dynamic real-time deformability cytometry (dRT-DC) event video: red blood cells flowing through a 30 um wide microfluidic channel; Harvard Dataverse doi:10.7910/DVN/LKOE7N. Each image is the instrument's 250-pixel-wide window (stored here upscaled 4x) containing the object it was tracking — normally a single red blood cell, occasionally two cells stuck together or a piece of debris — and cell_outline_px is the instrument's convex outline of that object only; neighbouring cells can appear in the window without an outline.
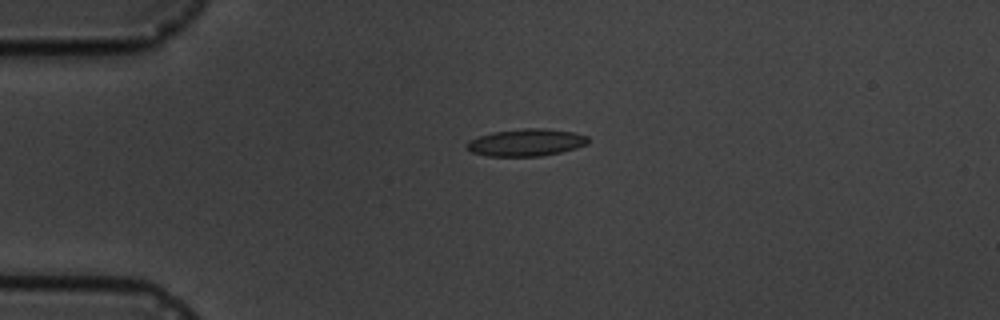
{"species": "common noctule bat (a hibernating species)", "species_latin": "Nyctalus noctula", "temperature_condition": "cold", "stored_images_in_passage": 16, "camera_frame_rate_fps": 3000, "um_per_image_px": 0.085, "animal": {"sex": "male", "body_mass_g": 19.5, "forearm_length_mm": 54.6}, "frame": {"image": 1, "passage_image": 3, "time_ms": 3.667, "image_size_px": [1000, 320], "cell_outline_px": [[588, 144], [576, 148], [560, 152], [540, 156], [484, 156], [472, 152], [464, 148], [464, 144], [468, 140], [480, 136], [496, 132], [524, 128], [540, 128], [576, 132], [588, 136]], "centroid_in_image_um": [44.7, 12.12], "position_along_channel_um": 40.3, "area_um2": 19.31}}
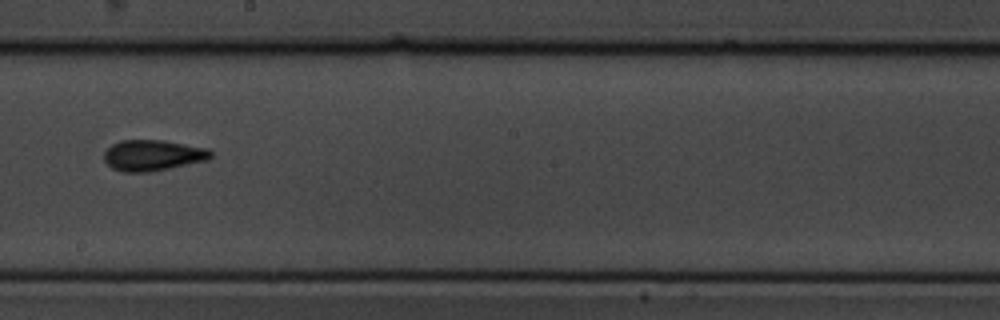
{"frame": {"image": 2, "passage_image": 9, "time_ms": 10.0, "image_size_px": [1000, 320], "cell_outline_px": [[212, 156], [208, 160], [148, 172], [124, 172], [112, 168], [104, 160], [104, 152], [112, 144], [120, 140], [164, 140], [208, 148], [212, 152]], "centroid_in_image_um": [12.99, 13.19], "position_along_channel_um": 235.2, "area_um2": 19.19}}
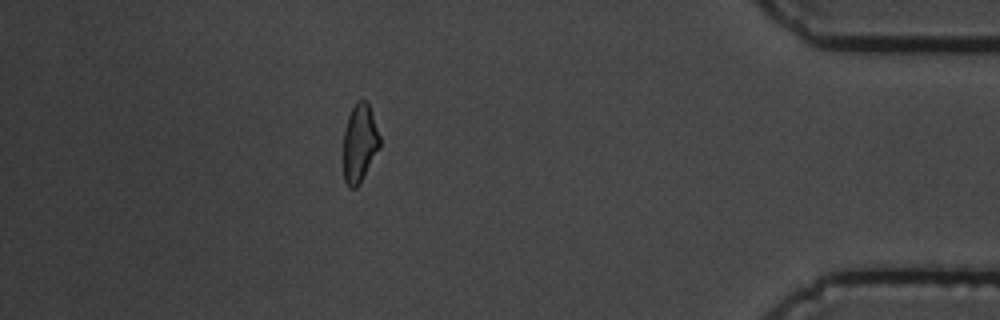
{"frame": {"image": 3, "passage_image": 14, "time_ms": 16.0, "image_size_px": [1000, 320], "cell_outline_px": [[380, 148], [360, 184], [356, 188], [348, 188], [344, 180], [344, 128], [348, 116], [356, 100], [364, 100], [368, 104], [380, 136]], "centroid_in_image_um": [30.56, 12.2], "position_along_channel_um": 404.6, "area_um2": 16.65}, "authors_computed_cell_mechanics": {"area_um2": 18.0336, "velocity_mm_per_s": 3.5397, "shape_relaxation_time_tau1_ms": null, "shape_relaxation_time_tau2_ms": 2.391, "deformation_change_tau1": null, "deformation_change_tau2": 0.0591}}